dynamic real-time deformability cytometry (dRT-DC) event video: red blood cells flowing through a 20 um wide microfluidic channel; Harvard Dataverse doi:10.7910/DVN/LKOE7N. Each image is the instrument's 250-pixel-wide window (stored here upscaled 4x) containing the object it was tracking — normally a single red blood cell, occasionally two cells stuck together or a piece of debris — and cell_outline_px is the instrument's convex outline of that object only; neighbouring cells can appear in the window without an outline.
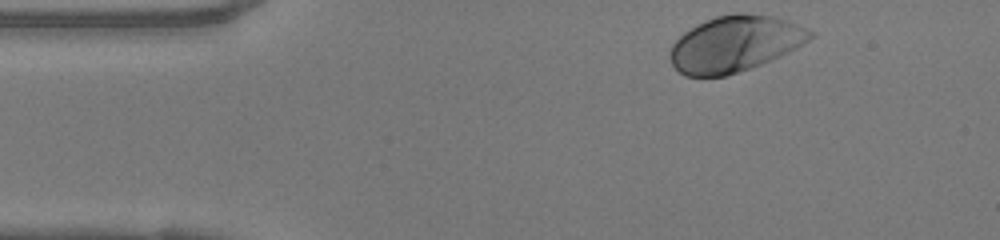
{"species": "human", "species_latin": "Homo sapiens", "temperature_condition": "warm", "stored_images_in_passage": 37, "camera_frame_rate_fps": 3000, "um_per_image_px": 0.085, "donor": {"sex": "female"}, "frame": {"image": 1, "passage_image": 1, "time_ms": 0.0, "image_size_px": [1000, 240], "cell_outline_px": [[816, 36], [796, 48], [780, 56], [760, 64], [724, 76], [684, 76], [672, 64], [668, 56], [668, 52], [672, 44], [684, 32], [716, 16], [732, 12], [744, 12], [772, 16], [808, 28], [816, 32]], "centroid_in_image_um": [62.48, 3.71], "position_along_channel_um": 22.5, "area_um2": 45.55}}
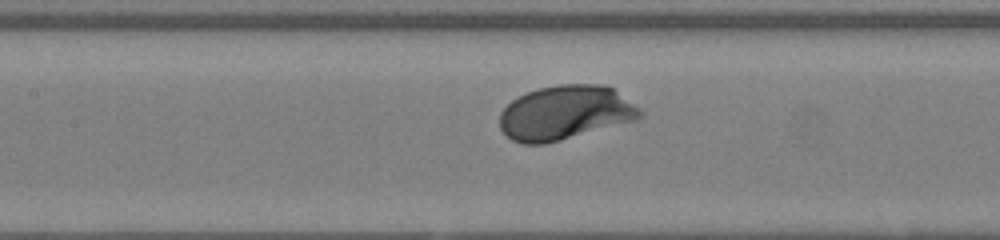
{"frame": {"image": 2, "passage_image": 16, "time_ms": 5.0, "image_size_px": [1000, 240], "cell_outline_px": [[644, 116], [636, 120], [560, 140], [544, 144], [520, 144], [512, 140], [500, 128], [500, 112], [516, 96], [540, 88], [560, 84], [604, 84], [612, 88], [644, 112]], "centroid_in_image_um": [48.03, 9.58], "position_along_channel_um": 159.4, "area_um2": 44.22}}
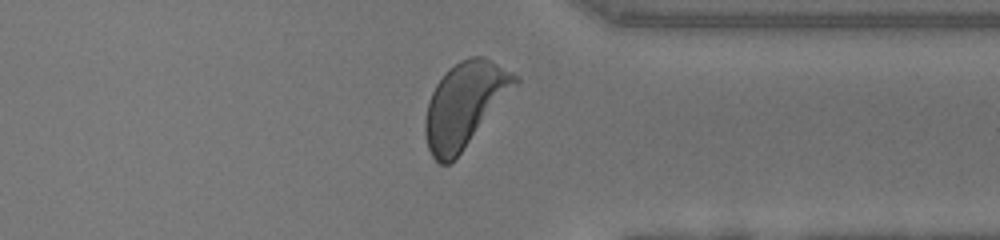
{"frame": {"image": 3, "passage_image": 32, "time_ms": 10.333, "image_size_px": [1000, 240], "cell_outline_px": [[520, 84], [460, 152], [448, 164], [440, 164], [432, 156], [428, 148], [424, 132], [424, 120], [428, 100], [436, 84], [448, 68], [460, 60], [472, 56], [484, 56], [520, 76]], "centroid_in_image_um": [39.52, 8.85], "position_along_channel_um": 371.9, "area_um2": 44.33}, "authors_computed_cell_mechanics": {"area_um2": 43.35, "velocity_mm_per_s": 4.067, "shape_relaxation_time_tau1_ms": 1.1099, "shape_relaxation_time_tau2_ms": 3.2363, "deformation_change_tau1": 0.1045, "deformation_change_tau2": 0.06}}